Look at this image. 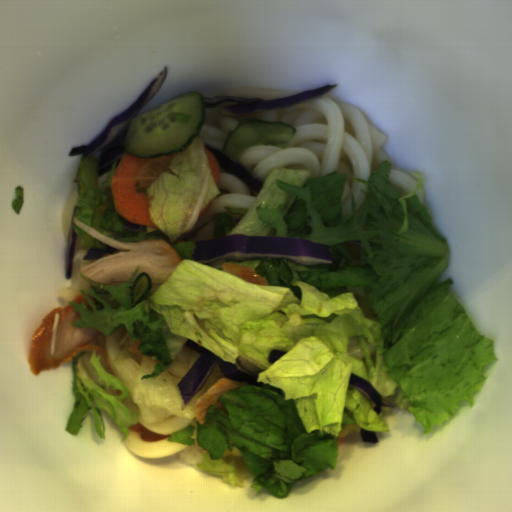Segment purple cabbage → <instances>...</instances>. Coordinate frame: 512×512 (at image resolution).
Returning <instances> with one entry per match:
<instances>
[{"label":"purple cabbage","mask_w":512,"mask_h":512,"mask_svg":"<svg viewBox=\"0 0 512 512\" xmlns=\"http://www.w3.org/2000/svg\"><path fill=\"white\" fill-rule=\"evenodd\" d=\"M78 205L73 206L72 216L69 224L68 235L66 240V253H65V268L64 278L65 280L72 279L73 266L75 259L76 240L77 235L74 230V217H76Z\"/></svg>","instance_id":"7"},{"label":"purple cabbage","mask_w":512,"mask_h":512,"mask_svg":"<svg viewBox=\"0 0 512 512\" xmlns=\"http://www.w3.org/2000/svg\"><path fill=\"white\" fill-rule=\"evenodd\" d=\"M349 385L363 392L374 403L373 410L378 416L381 414L383 406L394 407L391 402L380 395L369 380L361 375L351 373Z\"/></svg>","instance_id":"6"},{"label":"purple cabbage","mask_w":512,"mask_h":512,"mask_svg":"<svg viewBox=\"0 0 512 512\" xmlns=\"http://www.w3.org/2000/svg\"><path fill=\"white\" fill-rule=\"evenodd\" d=\"M360 437L362 442H368V443H379V439L377 437L376 431H368L365 429L360 430Z\"/></svg>","instance_id":"9"},{"label":"purple cabbage","mask_w":512,"mask_h":512,"mask_svg":"<svg viewBox=\"0 0 512 512\" xmlns=\"http://www.w3.org/2000/svg\"><path fill=\"white\" fill-rule=\"evenodd\" d=\"M168 66H164L157 77L121 113L115 116L104 131L89 144L72 147L69 156L97 157L99 159L98 178L112 169V164L128 152L122 139L137 113L157 94L166 79Z\"/></svg>","instance_id":"2"},{"label":"purple cabbage","mask_w":512,"mask_h":512,"mask_svg":"<svg viewBox=\"0 0 512 512\" xmlns=\"http://www.w3.org/2000/svg\"><path fill=\"white\" fill-rule=\"evenodd\" d=\"M184 346L200 354V356L188 373L176 385L183 400V406L188 405L206 384L216 364L224 377L262 387V383L257 382L253 374L241 367L237 359L236 363L225 362L219 356L189 338Z\"/></svg>","instance_id":"3"},{"label":"purple cabbage","mask_w":512,"mask_h":512,"mask_svg":"<svg viewBox=\"0 0 512 512\" xmlns=\"http://www.w3.org/2000/svg\"><path fill=\"white\" fill-rule=\"evenodd\" d=\"M118 249L111 248L107 245L106 249L91 248L83 256L82 260H97L104 255H114Z\"/></svg>","instance_id":"8"},{"label":"purple cabbage","mask_w":512,"mask_h":512,"mask_svg":"<svg viewBox=\"0 0 512 512\" xmlns=\"http://www.w3.org/2000/svg\"><path fill=\"white\" fill-rule=\"evenodd\" d=\"M339 84H329L315 89L305 90L291 97L275 100H263L259 97H239L232 95H217L204 98L205 108H216L223 116L236 117L288 106L299 105L322 98Z\"/></svg>","instance_id":"4"},{"label":"purple cabbage","mask_w":512,"mask_h":512,"mask_svg":"<svg viewBox=\"0 0 512 512\" xmlns=\"http://www.w3.org/2000/svg\"><path fill=\"white\" fill-rule=\"evenodd\" d=\"M205 146L223 169L234 174L257 194L261 191L263 182L255 178L238 160L227 154L223 149H217L208 145Z\"/></svg>","instance_id":"5"},{"label":"purple cabbage","mask_w":512,"mask_h":512,"mask_svg":"<svg viewBox=\"0 0 512 512\" xmlns=\"http://www.w3.org/2000/svg\"><path fill=\"white\" fill-rule=\"evenodd\" d=\"M288 351H282V350H279V349H273L269 356H268V361L271 363V364H274L281 356H283L284 354H286Z\"/></svg>","instance_id":"10"},{"label":"purple cabbage","mask_w":512,"mask_h":512,"mask_svg":"<svg viewBox=\"0 0 512 512\" xmlns=\"http://www.w3.org/2000/svg\"><path fill=\"white\" fill-rule=\"evenodd\" d=\"M331 246L297 237L230 234L221 238L197 240L192 260L209 263L221 258H286L304 266L334 264Z\"/></svg>","instance_id":"1"}]
</instances>
